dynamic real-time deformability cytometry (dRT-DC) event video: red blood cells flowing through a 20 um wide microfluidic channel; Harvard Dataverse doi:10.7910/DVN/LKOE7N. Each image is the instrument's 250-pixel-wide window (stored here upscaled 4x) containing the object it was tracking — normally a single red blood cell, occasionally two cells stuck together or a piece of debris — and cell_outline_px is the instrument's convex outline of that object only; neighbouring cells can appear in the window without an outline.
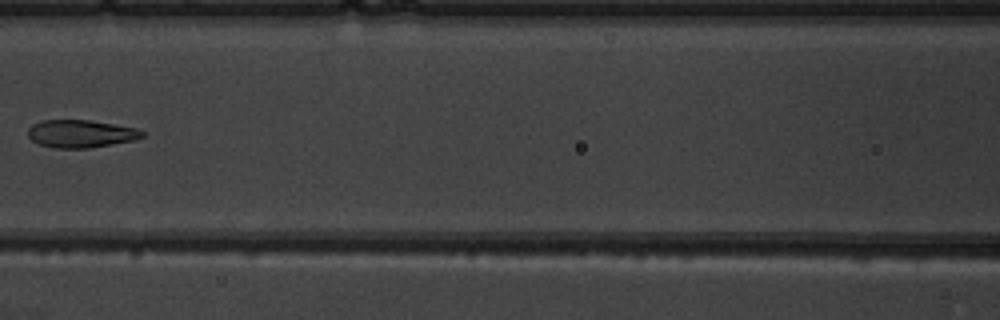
{"species": "common noctule bat (a hibernating species)", "species_latin": "Nyctalus noctula", "temperature_condition": "warm", "stored_images_in_passage": 9, "camera_frame_rate_fps": 3000, "um_per_image_px": 0.085, "animal": {"sex": "male", "body_mass_g": 19.5, "forearm_length_mm": 54.6}, "frame": {"image": 1, "passage_image": 7, "time_ms": 8.0, "image_size_px": [1000, 320], "cell_outline_px": [[144, 136], [132, 140], [112, 144], [88, 148], [56, 148], [40, 144], [32, 140], [28, 136], [28, 128], [32, 124], [40, 120], [88, 120], [136, 128], [144, 132]], "centroid_in_image_um": [6.83, 11.36], "position_along_channel_um": 159.8, "area_um2": 18.26}}
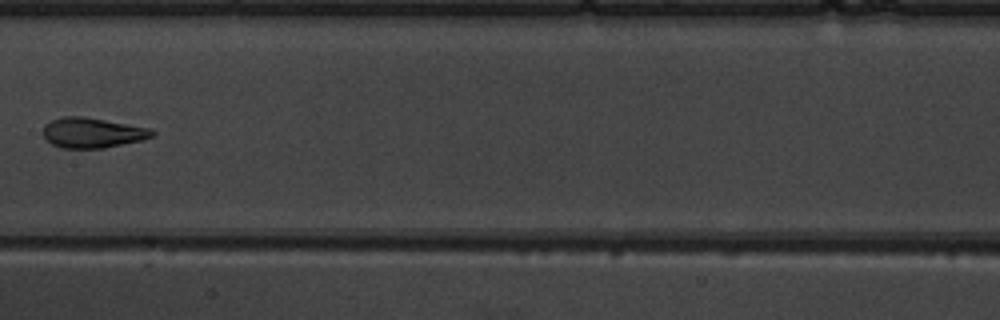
{"frame": {"image": 2, "passage_image": 8, "time_ms": 9.0, "image_size_px": [1000, 320], "cell_outline_px": [[156, 132], [152, 136], [144, 140], [104, 148], [60, 148], [52, 144], [44, 136], [44, 124], [52, 120], [64, 116], [84, 116], [148, 128]], "centroid_in_image_um": [7.85, 11.29], "position_along_channel_um": 199.6, "area_um2": 19.07}}
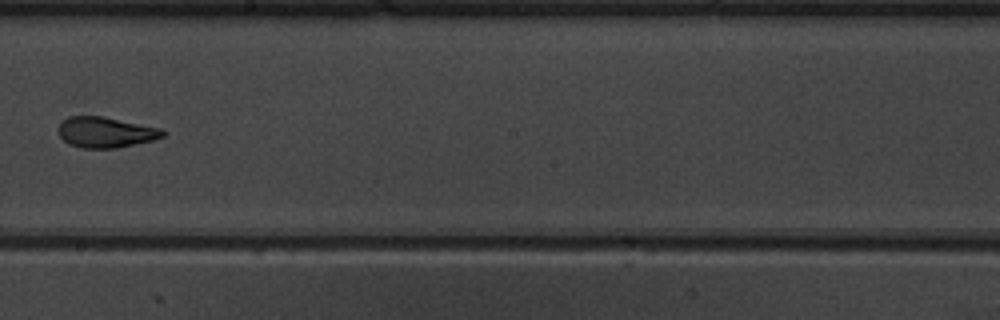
{"frame": {"image": 3, "passage_image": 9, "time_ms": 10.0, "image_size_px": [1000, 320], "cell_outline_px": [[164, 136], [152, 140], [116, 148], [80, 148], [68, 144], [60, 136], [60, 124], [68, 116], [104, 116], [160, 128], [164, 132]], "centroid_in_image_um": [8.97, 11.24], "position_along_channel_um": 239.2, "area_um2": 18.44}}